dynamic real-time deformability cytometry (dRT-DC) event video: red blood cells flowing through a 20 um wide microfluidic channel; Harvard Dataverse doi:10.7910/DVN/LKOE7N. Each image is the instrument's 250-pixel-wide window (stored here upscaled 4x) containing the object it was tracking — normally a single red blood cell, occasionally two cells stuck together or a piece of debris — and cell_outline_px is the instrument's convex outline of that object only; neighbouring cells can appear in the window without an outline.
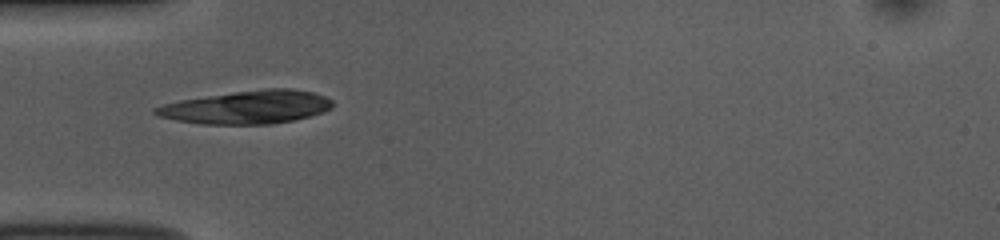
{"species": "common noctule bat (a hibernating species)", "species_latin": "Nyctalus noctula", "temperature_condition": "room temperature", "stored_images_in_passage": 32, "camera_frame_rate_fps": 3000, "um_per_image_px": 0.085, "animal": {"sex": "female", "body_mass_g": 10.0, "forearm_length_mm": 53.1}, "frame": {"image": 1, "passage_image": 1, "time_ms": 0.0, "image_size_px": [1000, 240], "cell_outline_px": [[332, 108], [324, 112], [292, 120], [272, 124], [200, 124], [176, 120], [160, 116], [152, 112], [152, 108], [164, 104], [180, 100], [264, 88], [288, 88], [312, 92], [324, 96], [332, 100]], "centroid_in_image_um": [21.0, 9.11], "position_along_channel_um": 64.0, "area_um2": 33.99}}
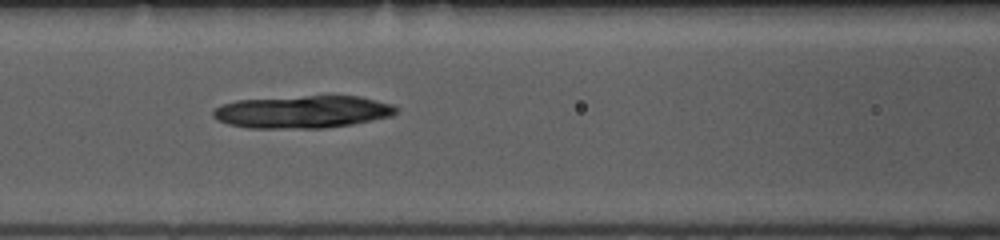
{"frame": {"image": 2, "passage_image": 7, "time_ms": 2.0, "image_size_px": [1000, 240], "cell_outline_px": [[396, 112], [392, 116], [352, 124], [324, 128], [248, 128], [228, 124], [212, 116], [212, 112], [220, 104], [236, 100], [304, 96], [360, 96], [392, 104], [396, 108]], "centroid_in_image_um": [25.7, 9.51], "position_along_channel_um": 140.9, "area_um2": 34.62}}
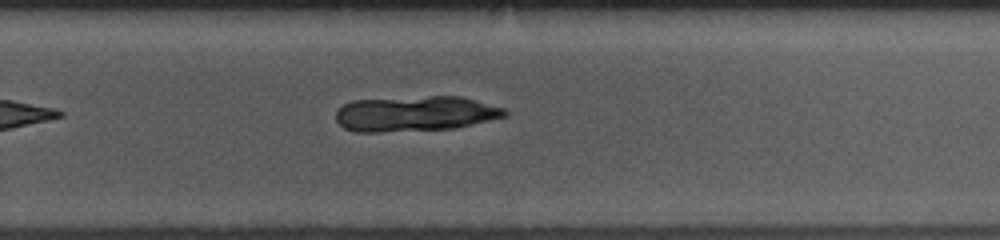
{"frame": {"image": 3, "passage_image": 19, "time_ms": 6.0, "image_size_px": [1000, 240], "cell_outline_px": [[508, 116], [456, 128], [380, 132], [356, 132], [344, 128], [336, 120], [336, 112], [344, 104], [352, 100], [428, 96], [460, 96], [504, 108], [508, 112]], "centroid_in_image_um": [35.3, 9.66], "position_along_channel_um": 294.5, "area_um2": 34.8}}